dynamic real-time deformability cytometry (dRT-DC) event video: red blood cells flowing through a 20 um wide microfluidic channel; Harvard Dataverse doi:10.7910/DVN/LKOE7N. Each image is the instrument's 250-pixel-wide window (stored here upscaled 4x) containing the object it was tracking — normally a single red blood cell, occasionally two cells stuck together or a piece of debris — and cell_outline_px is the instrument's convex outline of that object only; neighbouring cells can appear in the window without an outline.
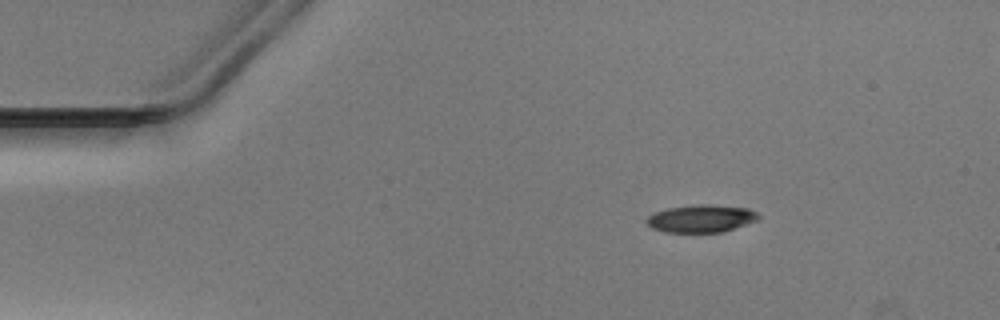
{"species": "Egyptian fruit bat (a non-hibernating species)", "species_latin": "Rousettus aegyptiacus", "temperature_condition": "warm", "stored_images_in_passage": 44, "camera_frame_rate_fps": 3000, "um_per_image_px": 0.085, "animal": {"sex": "male"}, "frame": {"image": 1, "passage_image": 1, "time_ms": 0.0, "image_size_px": [1000, 320], "cell_outline_px": [[760, 220], [724, 232], [664, 232], [652, 228], [644, 220], [648, 216], [656, 212], [668, 208], [700, 204], [708, 204], [748, 208], [756, 212], [760, 216]], "centroid_in_image_um": [59.64, 18.58], "position_along_channel_um": 25.4, "area_um2": 18.09}}
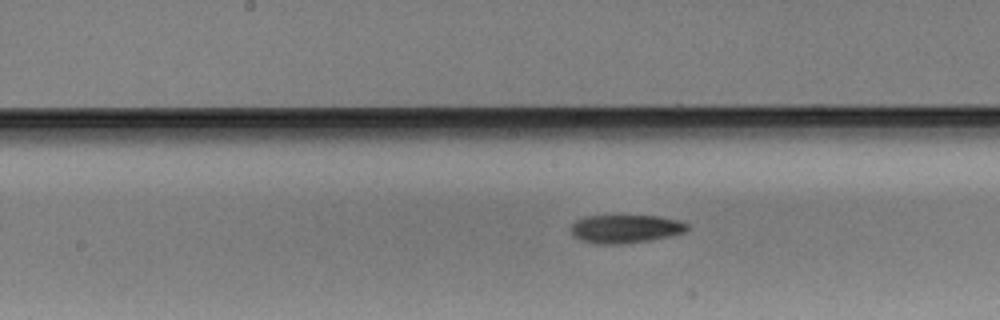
{"frame": {"image": 2, "passage_image": 19, "time_ms": 6.0, "image_size_px": [1000, 320], "cell_outline_px": [[688, 228], [684, 232], [652, 240], [620, 244], [596, 244], [580, 240], [572, 236], [572, 224], [576, 220], [584, 216], [660, 216], [676, 220], [688, 224]], "centroid_in_image_um": [53.13, 19.46], "position_along_channel_um": 195.1, "area_um2": 19.13}}
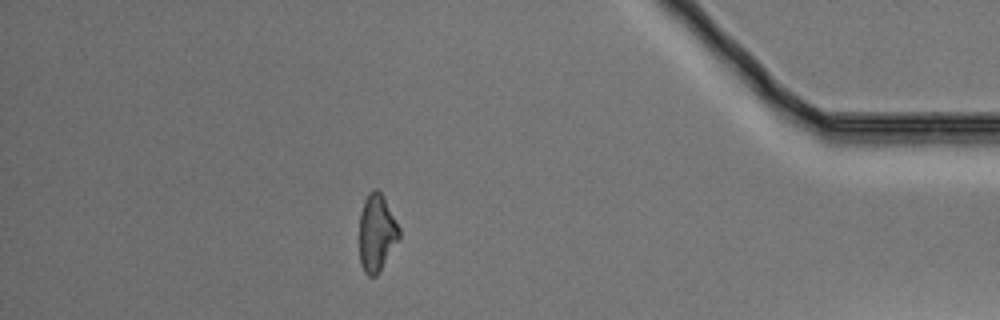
{"frame": {"image": 3, "passage_image": 38, "time_ms": 12.333, "image_size_px": [1000, 320], "cell_outline_px": [[400, 240], [376, 276], [368, 276], [364, 272], [360, 264], [360, 212], [364, 200], [376, 188], [384, 196], [400, 228]], "centroid_in_image_um": [32.04, 19.82], "position_along_channel_um": 403.2, "area_um2": 17.98}}